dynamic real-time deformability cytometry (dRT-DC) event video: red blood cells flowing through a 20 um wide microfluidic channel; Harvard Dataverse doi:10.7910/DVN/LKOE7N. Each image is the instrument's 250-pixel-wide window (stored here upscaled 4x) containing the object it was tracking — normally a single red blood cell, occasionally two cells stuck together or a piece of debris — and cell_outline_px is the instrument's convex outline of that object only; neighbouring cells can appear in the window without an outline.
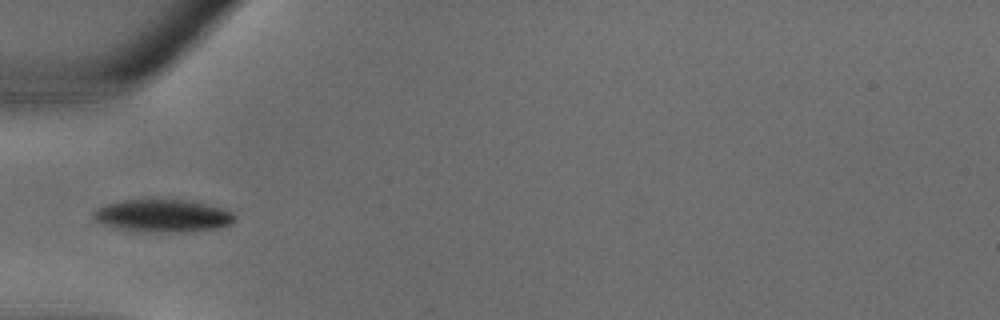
{"species": "common noctule bat (a hibernating species)", "species_latin": "Nyctalus noctula", "temperature_condition": "warm", "stored_images_in_passage": 23, "camera_frame_rate_fps": 3000, "um_per_image_px": 0.085, "animal": {"sex": "male", "body_mass_g": 18.8}, "frame": {"image": 1, "passage_image": 1, "time_ms": 0.0, "image_size_px": [1000, 320], "cell_outline_px": [[236, 220], [228, 224], [216, 228], [184, 232], [144, 232], [104, 224], [96, 220], [92, 216], [92, 212], [96, 208], [104, 204], [124, 200], [152, 196], [180, 200], [204, 204], [220, 208], [236, 216]], "centroid_in_image_um": [13.76, 18.3], "position_along_channel_um": 71.2, "area_um2": 27.05}}
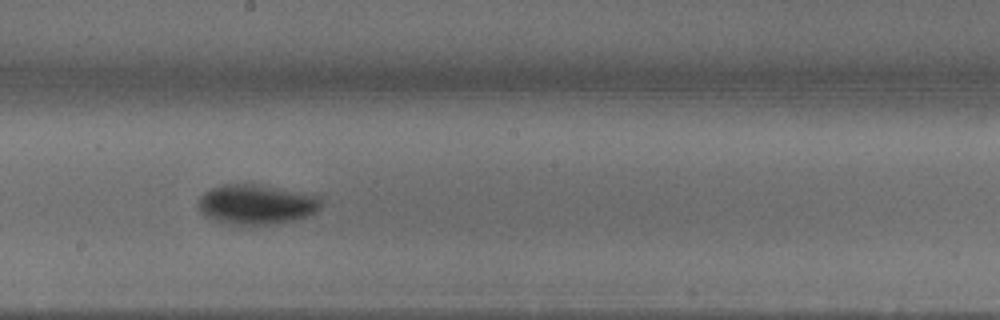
{"frame": {"image": 2, "passage_image": 9, "time_ms": 2.667, "image_size_px": [1000, 320], "cell_outline_px": [[320, 208], [316, 212], [308, 216], [296, 220], [276, 224], [236, 228], [212, 220], [204, 216], [200, 212], [200, 196], [204, 192], [220, 184], [260, 184], [308, 192], [320, 196]], "centroid_in_image_um": [21.8, 17.41], "position_along_channel_um": 226.4, "area_um2": 29.82}}
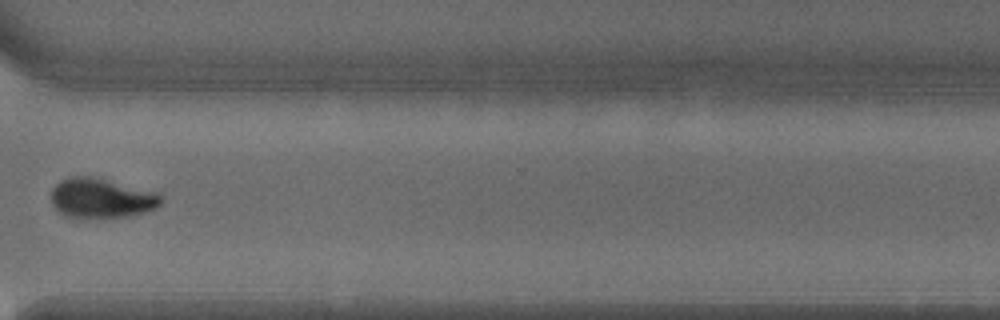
{"frame": {"image": 3, "passage_image": 16, "time_ms": 5.0, "image_size_px": [1000, 320], "cell_outline_px": [[164, 200], [156, 208], [148, 212], [128, 216], [64, 216], [52, 204], [52, 188], [60, 180], [68, 176], [92, 176], [164, 196]], "centroid_in_image_um": [8.59, 16.83], "position_along_channel_um": 362.0, "area_um2": 24.74}}